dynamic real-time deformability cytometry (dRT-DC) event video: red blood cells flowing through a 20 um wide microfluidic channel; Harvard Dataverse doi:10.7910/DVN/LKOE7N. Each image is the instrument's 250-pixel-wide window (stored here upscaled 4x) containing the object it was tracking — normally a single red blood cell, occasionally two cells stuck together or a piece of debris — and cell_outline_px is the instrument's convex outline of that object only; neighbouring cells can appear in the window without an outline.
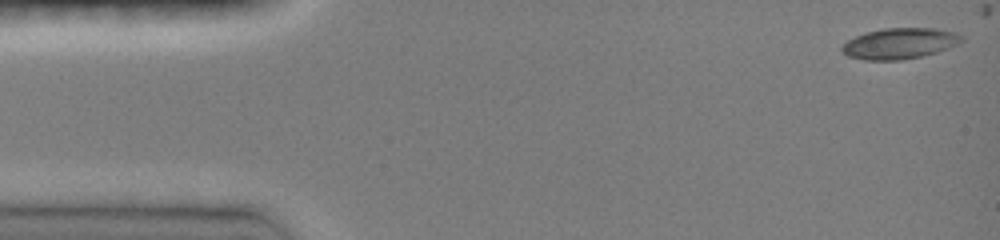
{"species": "common noctule bat (a hibernating species)", "species_latin": "Nyctalus noctula", "temperature_condition": "room temperature", "stored_images_in_passage": 16, "camera_frame_rate_fps": 3000, "um_per_image_px": 0.085, "animal": {"sex": "female", "body_mass_g": 19.0, "forearm_length_mm": 51.5}, "frame": {"image": 1, "passage_image": 1, "time_ms": 0.0, "image_size_px": [1000, 240], "cell_outline_px": [[964, 40], [948, 48], [936, 52], [920, 56], [900, 60], [864, 60], [848, 56], [840, 52], [840, 48], [848, 40], [856, 36], [868, 32], [884, 28], [936, 28], [956, 32], [964, 36]], "centroid_in_image_um": [76.47, 3.69], "position_along_channel_um": 8.5, "area_um2": 21.5}}
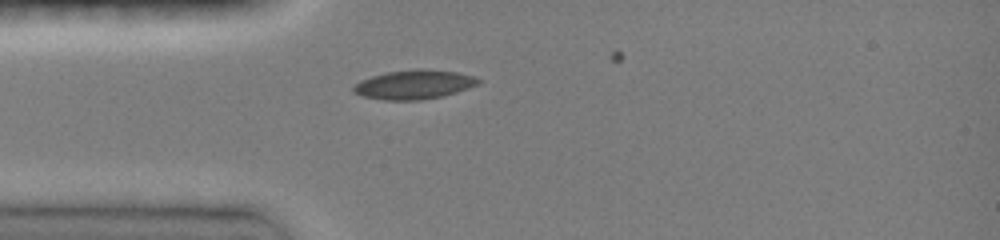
{"frame": {"image": 2, "passage_image": 12, "time_ms": 3.667, "image_size_px": [1000, 240], "cell_outline_px": [[484, 80], [480, 84], [444, 96], [420, 100], [384, 100], [360, 96], [352, 92], [352, 88], [360, 80], [372, 76], [388, 72], [420, 68], [456, 72], [476, 76]], "centroid_in_image_um": [35.22, 7.19], "position_along_channel_um": 49.8, "area_um2": 21.44}}